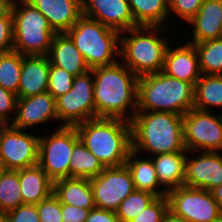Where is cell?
I'll return each instance as SVG.
<instances>
[{"mask_svg":"<svg viewBox=\"0 0 222 222\" xmlns=\"http://www.w3.org/2000/svg\"><path fill=\"white\" fill-rule=\"evenodd\" d=\"M96 117L131 122L138 107V76L120 61L93 68ZM133 113L126 118L128 108Z\"/></svg>","mask_w":222,"mask_h":222,"instance_id":"6da1fadb","label":"cell"},{"mask_svg":"<svg viewBox=\"0 0 222 222\" xmlns=\"http://www.w3.org/2000/svg\"><path fill=\"white\" fill-rule=\"evenodd\" d=\"M132 149L154 156L188 151L183 141V115L137 111L131 121Z\"/></svg>","mask_w":222,"mask_h":222,"instance_id":"7a4b0ae2","label":"cell"},{"mask_svg":"<svg viewBox=\"0 0 222 222\" xmlns=\"http://www.w3.org/2000/svg\"><path fill=\"white\" fill-rule=\"evenodd\" d=\"M82 143L105 167L125 165L132 149L131 122L96 117L75 125Z\"/></svg>","mask_w":222,"mask_h":222,"instance_id":"3957f363","label":"cell"},{"mask_svg":"<svg viewBox=\"0 0 222 222\" xmlns=\"http://www.w3.org/2000/svg\"><path fill=\"white\" fill-rule=\"evenodd\" d=\"M194 108V85L162 71L139 76L137 111L184 115Z\"/></svg>","mask_w":222,"mask_h":222,"instance_id":"277c9868","label":"cell"},{"mask_svg":"<svg viewBox=\"0 0 222 222\" xmlns=\"http://www.w3.org/2000/svg\"><path fill=\"white\" fill-rule=\"evenodd\" d=\"M163 29V26H138L121 32L119 59L138 77L162 71L170 46L165 37L157 35ZM126 32L130 36L122 34Z\"/></svg>","mask_w":222,"mask_h":222,"instance_id":"5b68a950","label":"cell"},{"mask_svg":"<svg viewBox=\"0 0 222 222\" xmlns=\"http://www.w3.org/2000/svg\"><path fill=\"white\" fill-rule=\"evenodd\" d=\"M66 33L83 55L90 70L118 62L115 54L120 57L119 31L82 15Z\"/></svg>","mask_w":222,"mask_h":222,"instance_id":"8992f818","label":"cell"},{"mask_svg":"<svg viewBox=\"0 0 222 222\" xmlns=\"http://www.w3.org/2000/svg\"><path fill=\"white\" fill-rule=\"evenodd\" d=\"M18 1L12 0L10 7L13 17V50L24 56L47 55L56 33L36 7L27 0Z\"/></svg>","mask_w":222,"mask_h":222,"instance_id":"52a82bcc","label":"cell"},{"mask_svg":"<svg viewBox=\"0 0 222 222\" xmlns=\"http://www.w3.org/2000/svg\"><path fill=\"white\" fill-rule=\"evenodd\" d=\"M80 140L75 126H59L49 137H40L38 165L54 182L69 178L73 147Z\"/></svg>","mask_w":222,"mask_h":222,"instance_id":"ba28073f","label":"cell"},{"mask_svg":"<svg viewBox=\"0 0 222 222\" xmlns=\"http://www.w3.org/2000/svg\"><path fill=\"white\" fill-rule=\"evenodd\" d=\"M93 70L76 76L70 91L56 99L58 119L63 126H75L96 118ZM93 79V80H92Z\"/></svg>","mask_w":222,"mask_h":222,"instance_id":"9c48e42d","label":"cell"},{"mask_svg":"<svg viewBox=\"0 0 222 222\" xmlns=\"http://www.w3.org/2000/svg\"><path fill=\"white\" fill-rule=\"evenodd\" d=\"M183 141L191 154L199 149L222 150V113L215 116L210 111L190 109L183 115Z\"/></svg>","mask_w":222,"mask_h":222,"instance_id":"30bf717a","label":"cell"},{"mask_svg":"<svg viewBox=\"0 0 222 222\" xmlns=\"http://www.w3.org/2000/svg\"><path fill=\"white\" fill-rule=\"evenodd\" d=\"M167 197L169 211L189 222H217L222 217L211 191L181 186L170 190Z\"/></svg>","mask_w":222,"mask_h":222,"instance_id":"8fae6325","label":"cell"},{"mask_svg":"<svg viewBox=\"0 0 222 222\" xmlns=\"http://www.w3.org/2000/svg\"><path fill=\"white\" fill-rule=\"evenodd\" d=\"M40 136L4 124L0 133V163L6 170L35 166L39 159Z\"/></svg>","mask_w":222,"mask_h":222,"instance_id":"7c38bea8","label":"cell"},{"mask_svg":"<svg viewBox=\"0 0 222 222\" xmlns=\"http://www.w3.org/2000/svg\"><path fill=\"white\" fill-rule=\"evenodd\" d=\"M90 183L96 208L113 212L135 190L126 165L106 167L97 177L91 178Z\"/></svg>","mask_w":222,"mask_h":222,"instance_id":"4fadbf2b","label":"cell"},{"mask_svg":"<svg viewBox=\"0 0 222 222\" xmlns=\"http://www.w3.org/2000/svg\"><path fill=\"white\" fill-rule=\"evenodd\" d=\"M82 15L120 33L138 27L128 0H82Z\"/></svg>","mask_w":222,"mask_h":222,"instance_id":"5bb4252c","label":"cell"},{"mask_svg":"<svg viewBox=\"0 0 222 222\" xmlns=\"http://www.w3.org/2000/svg\"><path fill=\"white\" fill-rule=\"evenodd\" d=\"M200 153L192 159L187 156L184 186L211 191L222 185V155L214 151Z\"/></svg>","mask_w":222,"mask_h":222,"instance_id":"9a60e30c","label":"cell"},{"mask_svg":"<svg viewBox=\"0 0 222 222\" xmlns=\"http://www.w3.org/2000/svg\"><path fill=\"white\" fill-rule=\"evenodd\" d=\"M51 119L59 120L56 99L46 91L35 96L17 98L16 115L12 118L11 125L26 130Z\"/></svg>","mask_w":222,"mask_h":222,"instance_id":"2e32d148","label":"cell"},{"mask_svg":"<svg viewBox=\"0 0 222 222\" xmlns=\"http://www.w3.org/2000/svg\"><path fill=\"white\" fill-rule=\"evenodd\" d=\"M162 72L194 85L202 75L195 46L187 42L175 49L168 47Z\"/></svg>","mask_w":222,"mask_h":222,"instance_id":"e0dca14e","label":"cell"},{"mask_svg":"<svg viewBox=\"0 0 222 222\" xmlns=\"http://www.w3.org/2000/svg\"><path fill=\"white\" fill-rule=\"evenodd\" d=\"M48 20L55 33H66L82 16V0H27Z\"/></svg>","mask_w":222,"mask_h":222,"instance_id":"ac0fdd59","label":"cell"},{"mask_svg":"<svg viewBox=\"0 0 222 222\" xmlns=\"http://www.w3.org/2000/svg\"><path fill=\"white\" fill-rule=\"evenodd\" d=\"M50 61L47 55H22V69L17 98L46 92L49 83Z\"/></svg>","mask_w":222,"mask_h":222,"instance_id":"d6986e66","label":"cell"},{"mask_svg":"<svg viewBox=\"0 0 222 222\" xmlns=\"http://www.w3.org/2000/svg\"><path fill=\"white\" fill-rule=\"evenodd\" d=\"M188 23L194 27L190 44L222 38V0H204Z\"/></svg>","mask_w":222,"mask_h":222,"instance_id":"ffe728a7","label":"cell"},{"mask_svg":"<svg viewBox=\"0 0 222 222\" xmlns=\"http://www.w3.org/2000/svg\"><path fill=\"white\" fill-rule=\"evenodd\" d=\"M47 56L51 65L65 69L74 77L90 70L83 55L67 33H56L54 35Z\"/></svg>","mask_w":222,"mask_h":222,"instance_id":"44dd1931","label":"cell"},{"mask_svg":"<svg viewBox=\"0 0 222 222\" xmlns=\"http://www.w3.org/2000/svg\"><path fill=\"white\" fill-rule=\"evenodd\" d=\"M53 194L61 204L74 205L84 209L96 208L90 179L62 178L53 182Z\"/></svg>","mask_w":222,"mask_h":222,"instance_id":"7402d4cb","label":"cell"},{"mask_svg":"<svg viewBox=\"0 0 222 222\" xmlns=\"http://www.w3.org/2000/svg\"><path fill=\"white\" fill-rule=\"evenodd\" d=\"M186 152L188 154V151H179L159 154L153 157L152 161L157 172L160 186H167V188H165L167 193L170 190L184 186L187 159Z\"/></svg>","mask_w":222,"mask_h":222,"instance_id":"603a6c76","label":"cell"},{"mask_svg":"<svg viewBox=\"0 0 222 222\" xmlns=\"http://www.w3.org/2000/svg\"><path fill=\"white\" fill-rule=\"evenodd\" d=\"M23 204L36 205L53 193V181L37 164L19 170Z\"/></svg>","mask_w":222,"mask_h":222,"instance_id":"cb8c5ba5","label":"cell"},{"mask_svg":"<svg viewBox=\"0 0 222 222\" xmlns=\"http://www.w3.org/2000/svg\"><path fill=\"white\" fill-rule=\"evenodd\" d=\"M138 156V153L131 149L125 162L131 173L135 190L150 192L157 197L167 195L166 190H157L160 183L152 159H138Z\"/></svg>","mask_w":222,"mask_h":222,"instance_id":"d4e9b609","label":"cell"},{"mask_svg":"<svg viewBox=\"0 0 222 222\" xmlns=\"http://www.w3.org/2000/svg\"><path fill=\"white\" fill-rule=\"evenodd\" d=\"M138 26H165L169 17V0H128Z\"/></svg>","mask_w":222,"mask_h":222,"instance_id":"484cf974","label":"cell"},{"mask_svg":"<svg viewBox=\"0 0 222 222\" xmlns=\"http://www.w3.org/2000/svg\"><path fill=\"white\" fill-rule=\"evenodd\" d=\"M211 106L222 109V75H201L194 84V108L210 111Z\"/></svg>","mask_w":222,"mask_h":222,"instance_id":"4316f807","label":"cell"},{"mask_svg":"<svg viewBox=\"0 0 222 222\" xmlns=\"http://www.w3.org/2000/svg\"><path fill=\"white\" fill-rule=\"evenodd\" d=\"M105 168L81 140L74 145L69 163V178L91 179L97 177Z\"/></svg>","mask_w":222,"mask_h":222,"instance_id":"83f0119b","label":"cell"},{"mask_svg":"<svg viewBox=\"0 0 222 222\" xmlns=\"http://www.w3.org/2000/svg\"><path fill=\"white\" fill-rule=\"evenodd\" d=\"M202 75H222V38L194 44Z\"/></svg>","mask_w":222,"mask_h":222,"instance_id":"f1b7e54d","label":"cell"},{"mask_svg":"<svg viewBox=\"0 0 222 222\" xmlns=\"http://www.w3.org/2000/svg\"><path fill=\"white\" fill-rule=\"evenodd\" d=\"M23 204L19 170H5L0 177V212H9Z\"/></svg>","mask_w":222,"mask_h":222,"instance_id":"f546056e","label":"cell"},{"mask_svg":"<svg viewBox=\"0 0 222 222\" xmlns=\"http://www.w3.org/2000/svg\"><path fill=\"white\" fill-rule=\"evenodd\" d=\"M22 69V55L16 51L0 53V86L18 93Z\"/></svg>","mask_w":222,"mask_h":222,"instance_id":"4dcf8cb0","label":"cell"},{"mask_svg":"<svg viewBox=\"0 0 222 222\" xmlns=\"http://www.w3.org/2000/svg\"><path fill=\"white\" fill-rule=\"evenodd\" d=\"M156 198L150 192L134 190L120 203L116 215L121 222H130Z\"/></svg>","mask_w":222,"mask_h":222,"instance_id":"1f68e13d","label":"cell"},{"mask_svg":"<svg viewBox=\"0 0 222 222\" xmlns=\"http://www.w3.org/2000/svg\"><path fill=\"white\" fill-rule=\"evenodd\" d=\"M73 79L74 76L65 69L50 64L47 91L57 99L72 89Z\"/></svg>","mask_w":222,"mask_h":222,"instance_id":"d6a6232c","label":"cell"},{"mask_svg":"<svg viewBox=\"0 0 222 222\" xmlns=\"http://www.w3.org/2000/svg\"><path fill=\"white\" fill-rule=\"evenodd\" d=\"M168 212L169 200L167 195L159 196L130 222H164Z\"/></svg>","mask_w":222,"mask_h":222,"instance_id":"836d02e7","label":"cell"},{"mask_svg":"<svg viewBox=\"0 0 222 222\" xmlns=\"http://www.w3.org/2000/svg\"><path fill=\"white\" fill-rule=\"evenodd\" d=\"M36 208L40 222H63L62 204L53 193L36 204Z\"/></svg>","mask_w":222,"mask_h":222,"instance_id":"e575fe53","label":"cell"},{"mask_svg":"<svg viewBox=\"0 0 222 222\" xmlns=\"http://www.w3.org/2000/svg\"><path fill=\"white\" fill-rule=\"evenodd\" d=\"M204 0H169V13L172 11L189 22L198 12ZM171 11V12H170Z\"/></svg>","mask_w":222,"mask_h":222,"instance_id":"d590c367","label":"cell"},{"mask_svg":"<svg viewBox=\"0 0 222 222\" xmlns=\"http://www.w3.org/2000/svg\"><path fill=\"white\" fill-rule=\"evenodd\" d=\"M13 51V17L11 9L0 17V53Z\"/></svg>","mask_w":222,"mask_h":222,"instance_id":"8d00e7d4","label":"cell"},{"mask_svg":"<svg viewBox=\"0 0 222 222\" xmlns=\"http://www.w3.org/2000/svg\"><path fill=\"white\" fill-rule=\"evenodd\" d=\"M17 95L12 91L4 89L0 86V122L3 124H11L10 112L13 117L16 115Z\"/></svg>","mask_w":222,"mask_h":222,"instance_id":"74e56055","label":"cell"},{"mask_svg":"<svg viewBox=\"0 0 222 222\" xmlns=\"http://www.w3.org/2000/svg\"><path fill=\"white\" fill-rule=\"evenodd\" d=\"M6 214L8 222H40L36 205L32 204L19 205Z\"/></svg>","mask_w":222,"mask_h":222,"instance_id":"f35d334b","label":"cell"},{"mask_svg":"<svg viewBox=\"0 0 222 222\" xmlns=\"http://www.w3.org/2000/svg\"><path fill=\"white\" fill-rule=\"evenodd\" d=\"M90 210L74 205L62 204L63 222H85Z\"/></svg>","mask_w":222,"mask_h":222,"instance_id":"ab89813d","label":"cell"},{"mask_svg":"<svg viewBox=\"0 0 222 222\" xmlns=\"http://www.w3.org/2000/svg\"><path fill=\"white\" fill-rule=\"evenodd\" d=\"M85 222H121L116 212L94 208L90 210Z\"/></svg>","mask_w":222,"mask_h":222,"instance_id":"60d3db41","label":"cell"},{"mask_svg":"<svg viewBox=\"0 0 222 222\" xmlns=\"http://www.w3.org/2000/svg\"><path fill=\"white\" fill-rule=\"evenodd\" d=\"M211 192L222 213V185L215 187L213 190H211Z\"/></svg>","mask_w":222,"mask_h":222,"instance_id":"b9f144b4","label":"cell"},{"mask_svg":"<svg viewBox=\"0 0 222 222\" xmlns=\"http://www.w3.org/2000/svg\"><path fill=\"white\" fill-rule=\"evenodd\" d=\"M11 2L12 0H0V17L10 9Z\"/></svg>","mask_w":222,"mask_h":222,"instance_id":"7bdbcfd3","label":"cell"},{"mask_svg":"<svg viewBox=\"0 0 222 222\" xmlns=\"http://www.w3.org/2000/svg\"><path fill=\"white\" fill-rule=\"evenodd\" d=\"M164 222H189V221L185 220L184 218L175 216L173 213L169 211L165 217Z\"/></svg>","mask_w":222,"mask_h":222,"instance_id":"ee69618b","label":"cell"},{"mask_svg":"<svg viewBox=\"0 0 222 222\" xmlns=\"http://www.w3.org/2000/svg\"><path fill=\"white\" fill-rule=\"evenodd\" d=\"M0 222H8L7 214L5 212H0Z\"/></svg>","mask_w":222,"mask_h":222,"instance_id":"f6af8a7d","label":"cell"},{"mask_svg":"<svg viewBox=\"0 0 222 222\" xmlns=\"http://www.w3.org/2000/svg\"><path fill=\"white\" fill-rule=\"evenodd\" d=\"M5 170H6L5 167L0 163V177Z\"/></svg>","mask_w":222,"mask_h":222,"instance_id":"bcb514c9","label":"cell"}]
</instances>
